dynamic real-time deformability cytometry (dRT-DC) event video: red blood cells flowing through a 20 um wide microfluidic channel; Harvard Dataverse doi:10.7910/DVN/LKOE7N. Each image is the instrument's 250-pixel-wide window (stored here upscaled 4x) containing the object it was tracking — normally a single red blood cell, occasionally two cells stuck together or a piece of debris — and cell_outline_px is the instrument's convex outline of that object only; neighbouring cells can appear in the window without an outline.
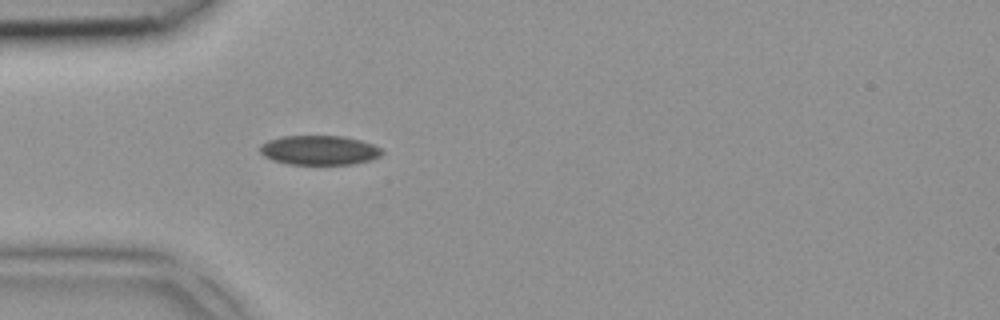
{"species": "common noctule bat (a hibernating species)", "species_latin": "Nyctalus noctula", "temperature_condition": "room temperature", "stored_images_in_passage": 1, "camera_frame_rate_fps": 3000, "um_per_image_px": 0.085, "animal": {"sex": "female", "body_mass_g": 18.4}, "frame": {"image": 1, "passage_image": 1, "time_ms": 0.0, "image_size_px": [1000, 320], "cell_outline_px": [[384, 152], [380, 156], [372, 160], [352, 164], [288, 164], [272, 160], [264, 156], [260, 152], [260, 144], [268, 140], [280, 136], [344, 136], [360, 140], [372, 144], [380, 148]], "centroid_in_image_um": [27.13, 12.76], "position_along_channel_um": 57.9, "area_um2": 21.04}}